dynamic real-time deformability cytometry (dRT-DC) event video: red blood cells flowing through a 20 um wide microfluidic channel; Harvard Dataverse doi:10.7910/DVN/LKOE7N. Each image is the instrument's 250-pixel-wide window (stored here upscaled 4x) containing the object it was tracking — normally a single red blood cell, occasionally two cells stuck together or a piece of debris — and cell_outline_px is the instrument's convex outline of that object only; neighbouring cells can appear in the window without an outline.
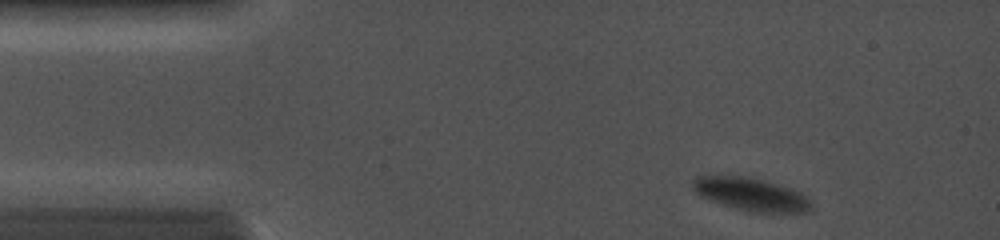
{"species": "common noctule bat (a hibernating species)", "species_latin": "Nyctalus noctula", "temperature_condition": "cold", "stored_images_in_passage": 24, "camera_frame_rate_fps": 5000, "um_per_image_px": 0.085, "animal": {"sex": "female", "body_mass_g": 19.0, "forearm_length_mm": 56.7}, "frame": {"image": 1, "passage_image": 1, "time_ms": 0.0, "image_size_px": [1000, 240], "cell_outline_px": [[812, 212], [752, 212], [736, 208], [700, 196], [692, 188], [692, 180], [696, 176], [744, 176], [760, 180], [788, 188], [800, 192], [808, 196], [812, 200]], "centroid_in_image_um": [63.87, 16.52], "position_along_channel_um": 21.1, "area_um2": 22.43}}
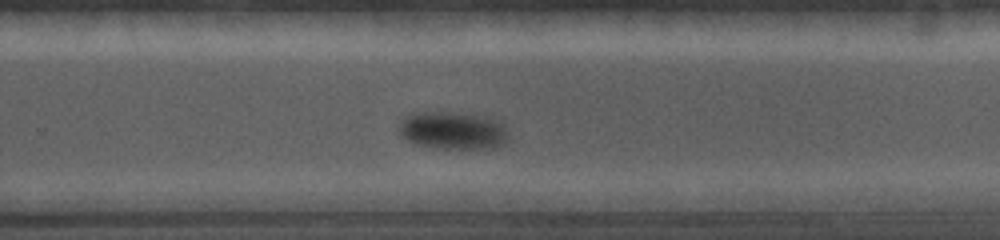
{"frame": {"image": 2, "passage_image": 13, "time_ms": 8.4, "image_size_px": [1000, 240], "cell_outline_px": [[508, 136], [504, 144], [488, 148], [436, 148], [416, 144], [400, 136], [396, 128], [400, 120], [416, 112], [452, 112], [496, 120], [504, 128]], "centroid_in_image_um": [38.39, 11.1], "position_along_channel_um": 291.4, "area_um2": 23.64}}
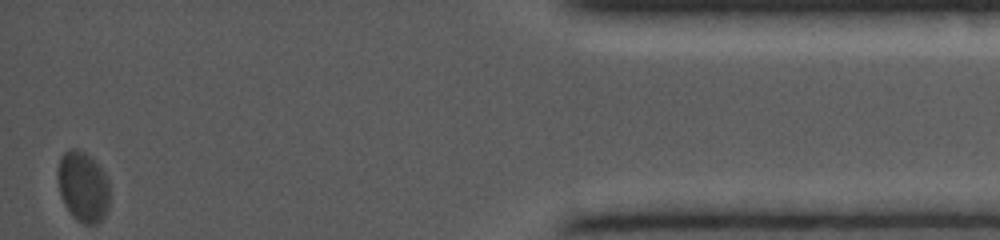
{"frame": {"image": 3, "passage_image": 24, "time_ms": 13.2, "image_size_px": [1000, 240], "cell_outline_px": [[108, 208], [104, 216], [96, 224], [84, 224], [72, 216], [64, 204], [60, 192], [56, 176], [56, 172], [60, 156], [64, 152], [72, 148], [76, 148], [84, 152], [104, 172], [108, 180]], "centroid_in_image_um": [7.02, 15.86], "position_along_channel_um": 428.2, "area_um2": 21.21}}